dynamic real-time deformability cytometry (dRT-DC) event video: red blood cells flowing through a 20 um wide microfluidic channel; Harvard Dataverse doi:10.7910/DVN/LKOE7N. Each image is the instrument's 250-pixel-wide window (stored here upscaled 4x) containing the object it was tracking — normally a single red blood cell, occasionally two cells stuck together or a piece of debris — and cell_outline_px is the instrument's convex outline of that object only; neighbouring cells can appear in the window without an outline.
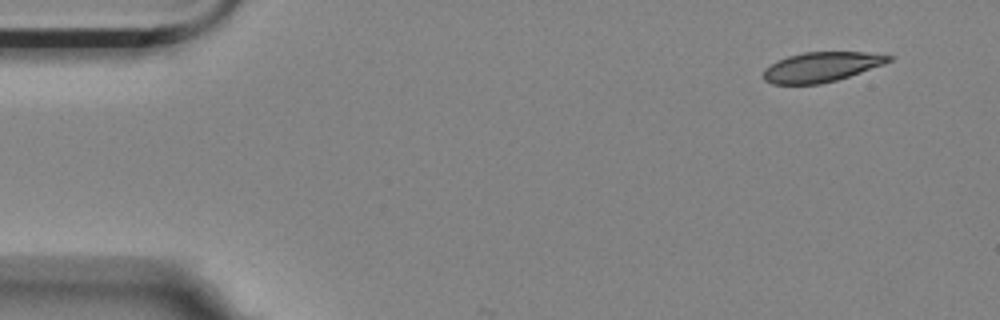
{"species": "Egyptian fruit bat (a non-hibernating species)", "species_latin": "Rousettus aegyptiacus", "temperature_condition": "room temperature", "stored_images_in_passage": 53, "camera_frame_rate_fps": 3000, "um_per_image_px": 0.085, "animal": {"sex": "female"}, "frame": {"image": 1, "passage_image": 1, "time_ms": 0.0, "image_size_px": [1000, 320], "cell_outline_px": [[896, 56], [892, 60], [884, 64], [836, 80], [820, 84], [772, 84], [764, 80], [760, 76], [764, 68], [776, 60], [788, 56], [804, 52], [864, 52]], "centroid_in_image_um": [69.77, 5.69], "position_along_channel_um": 15.2, "area_um2": 21.91}}
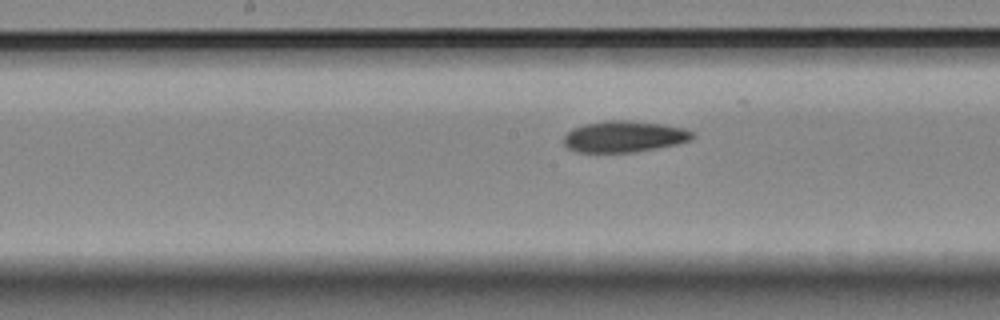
{"frame": {"image": 2, "passage_image": 25, "time_ms": 8.0, "image_size_px": [1000, 320], "cell_outline_px": [[696, 136], [692, 140], [676, 144], [636, 152], [576, 152], [568, 148], [564, 144], [564, 136], [572, 128], [584, 124], [604, 120], [632, 120], [660, 124], [684, 128], [692, 132]], "centroid_in_image_um": [53.05, 11.6], "position_along_channel_um": 195.2, "area_um2": 23.58}}
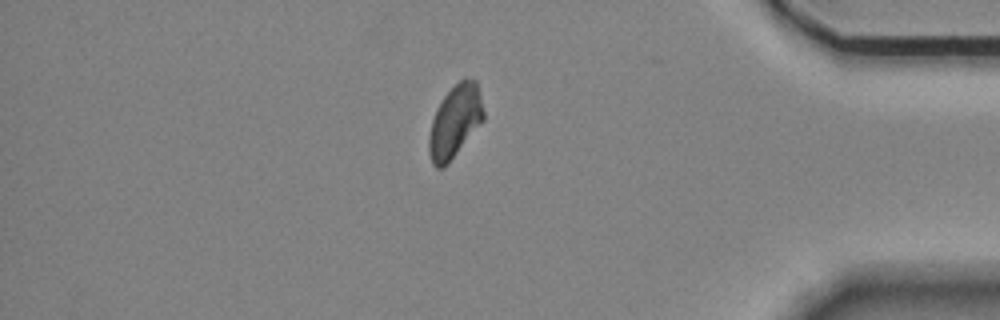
{"frame": {"image": 3, "passage_image": 45, "time_ms": 14.667, "image_size_px": [1000, 320], "cell_outline_px": [[484, 120], [448, 164], [444, 168], [436, 168], [432, 164], [428, 152], [428, 136], [432, 120], [436, 108], [444, 96], [464, 76], [476, 80], [484, 112]], "centroid_in_image_um": [38.66, 10.34], "position_along_channel_um": 396.5, "area_um2": 23.18}, "authors_computed_cell_mechanics": {"area_um2": 23.4668, "velocity_mm_per_s": 3.4959, "shape_relaxation_time_tau1_ms": 7.8111, "shape_relaxation_time_tau2_ms": 10.8913, "deformation_change_tau1": 0.1491, "deformation_change_tau2": 0.1386}}